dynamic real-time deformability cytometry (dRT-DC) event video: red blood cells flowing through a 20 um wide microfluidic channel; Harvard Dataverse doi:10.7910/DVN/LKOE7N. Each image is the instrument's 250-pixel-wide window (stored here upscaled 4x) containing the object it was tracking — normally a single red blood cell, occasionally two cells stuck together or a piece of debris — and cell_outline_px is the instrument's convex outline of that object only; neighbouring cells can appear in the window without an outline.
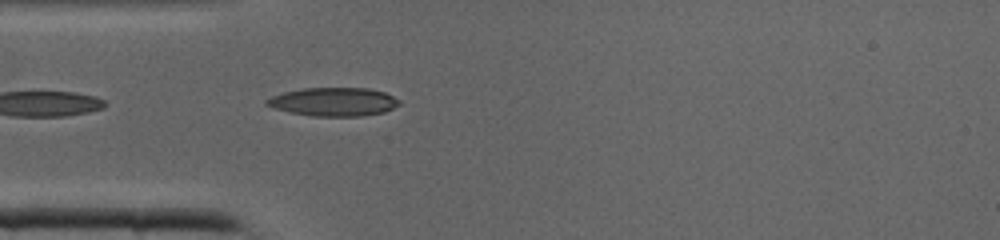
{"species": "common noctule bat (a hibernating species)", "species_latin": "Nyctalus noctula", "temperature_condition": "cold", "stored_images_in_passage": 29, "camera_frame_rate_fps": 3000, "um_per_image_px": 0.085, "animal": {"sex": "male", "body_mass_g": 19.0, "forearm_length_mm": 50.8}, "frame": {"image": 1, "passage_image": 1, "time_ms": 0.0, "image_size_px": [1000, 240], "cell_outline_px": [[400, 104], [384, 112], [360, 116], [312, 116], [292, 112], [276, 108], [264, 104], [264, 100], [272, 96], [284, 92], [304, 88], [368, 88], [384, 92], [400, 100]], "centroid_in_image_um": [28.36, 8.65], "position_along_channel_um": 56.6, "area_um2": 21.85}}
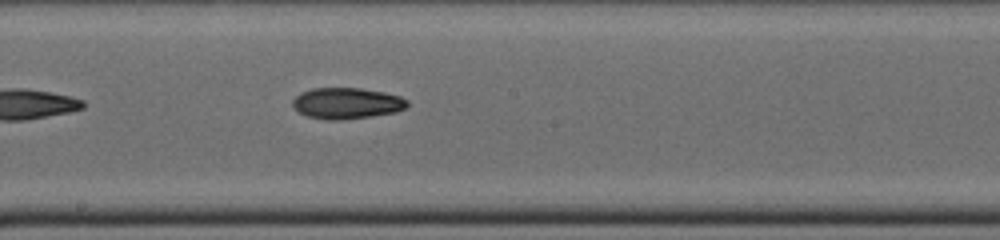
{"frame": {"image": 2, "passage_image": 11, "time_ms": 3.333, "image_size_px": [1000, 240], "cell_outline_px": [[408, 104], [404, 108], [396, 112], [372, 116], [340, 120], [328, 120], [308, 116], [300, 112], [292, 104], [292, 100], [300, 92], [312, 88], [360, 88], [384, 92], [400, 96], [408, 100]], "centroid_in_image_um": [29.48, 8.77], "position_along_channel_um": 218.7, "area_um2": 20.75}}
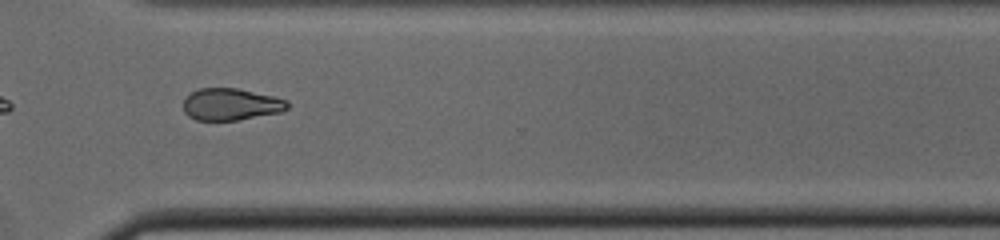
{"frame": {"image": 3, "passage_image": 19, "time_ms": 6.0, "image_size_px": [1000, 240], "cell_outline_px": [[288, 108], [280, 112], [236, 120], [196, 120], [188, 116], [184, 112], [184, 100], [192, 92], [200, 88], [236, 88], [272, 96], [288, 100]], "centroid_in_image_um": [19.61, 8.87], "position_along_channel_um": 351.0, "area_um2": 19.13}}